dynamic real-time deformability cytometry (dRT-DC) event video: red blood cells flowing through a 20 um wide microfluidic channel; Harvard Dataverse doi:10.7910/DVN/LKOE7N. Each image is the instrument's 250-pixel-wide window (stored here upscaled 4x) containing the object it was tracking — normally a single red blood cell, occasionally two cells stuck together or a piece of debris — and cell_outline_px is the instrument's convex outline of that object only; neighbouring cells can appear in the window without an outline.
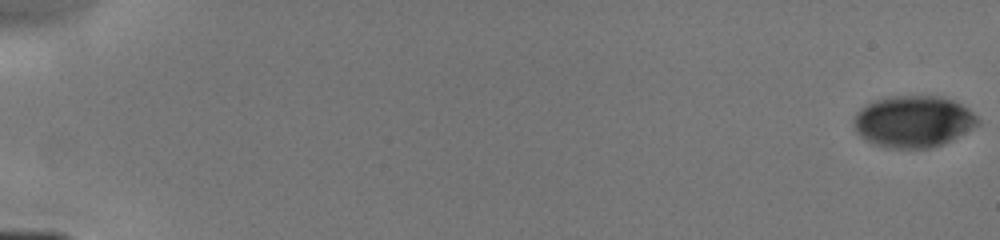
{"species": "human", "species_latin": "Homo sapiens", "temperature_condition": "cold", "stored_images_in_passage": 38, "camera_frame_rate_fps": 3000, "um_per_image_px": 0.085, "donor": {"sex": "male"}, "frame": {"image": 1, "passage_image": 1, "time_ms": 0.0, "image_size_px": [1000, 240], "cell_outline_px": [[980, 124], [952, 140], [944, 144], [932, 148], [884, 148], [872, 144], [864, 140], [856, 132], [852, 120], [856, 112], [860, 108], [876, 100], [892, 96], [936, 96], [952, 100], [968, 108], [980, 120]], "centroid_in_image_um": [77.61, 10.35], "position_along_channel_um": 7.4, "area_um2": 37.63}}
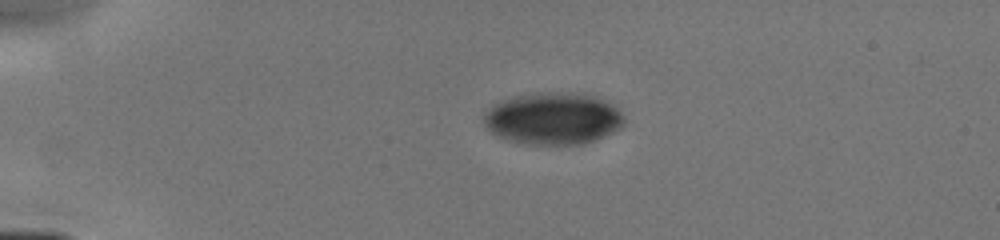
{"frame": {"image": 2, "passage_image": 26, "time_ms": 4.0, "image_size_px": [1000, 240], "cell_outline_px": [[624, 124], [620, 128], [596, 140], [584, 144], [524, 144], [508, 140], [496, 136], [484, 124], [484, 116], [488, 108], [492, 104], [516, 96], [584, 92], [616, 108], [624, 116]], "centroid_in_image_um": [47.0, 10.11], "position_along_channel_um": 38.0, "area_um2": 41.85}}